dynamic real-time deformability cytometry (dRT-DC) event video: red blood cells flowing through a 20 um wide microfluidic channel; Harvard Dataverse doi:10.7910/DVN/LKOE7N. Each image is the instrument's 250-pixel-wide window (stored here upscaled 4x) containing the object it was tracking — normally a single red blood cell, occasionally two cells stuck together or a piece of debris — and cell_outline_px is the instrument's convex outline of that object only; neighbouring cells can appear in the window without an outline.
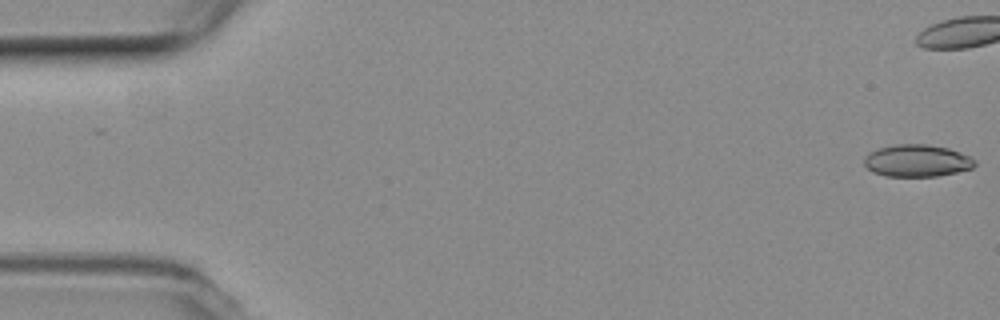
{"species": "common noctule bat (a hibernating species)", "species_latin": "Nyctalus noctula", "temperature_condition": "room temperature", "stored_images_in_passage": 43, "camera_frame_rate_fps": 3000, "um_per_image_px": 0.085, "animal": {"sex": "female", "body_mass_g": 19.3, "forearm_length_mm": 54.1}, "frame": {"image": 1, "passage_image": 1, "time_ms": 0.0, "image_size_px": [1000, 320], "cell_outline_px": [[976, 164], [972, 168], [956, 172], [936, 176], [884, 176], [872, 172], [864, 164], [864, 156], [868, 152], [880, 148], [896, 144], [928, 144], [948, 148], [960, 152], [976, 160]], "centroid_in_image_um": [77.92, 13.66], "position_along_channel_um": 7.1, "area_um2": 20.75}}
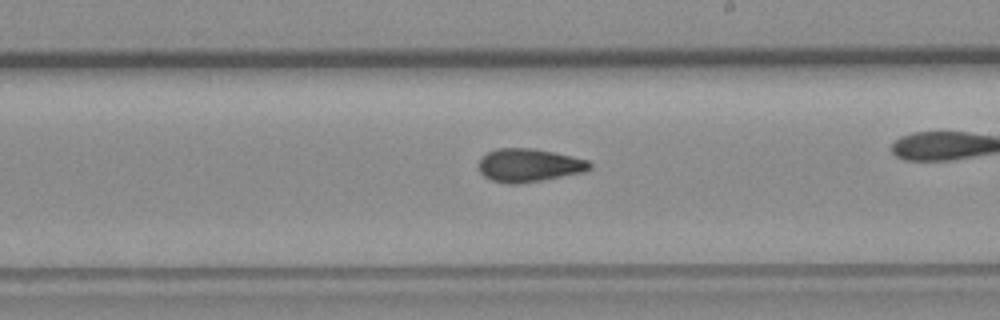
{"frame": {"image": 2, "passage_image": 31, "time_ms": 10.0, "image_size_px": [1000, 320], "cell_outline_px": [[592, 168], [584, 172], [540, 180], [516, 184], [512, 184], [492, 180], [484, 176], [480, 172], [476, 164], [480, 156], [496, 148], [532, 148], [572, 156], [588, 160], [592, 164]], "centroid_in_image_um": [44.92, 14.03], "position_along_channel_um": 244.1, "area_um2": 21.56}}
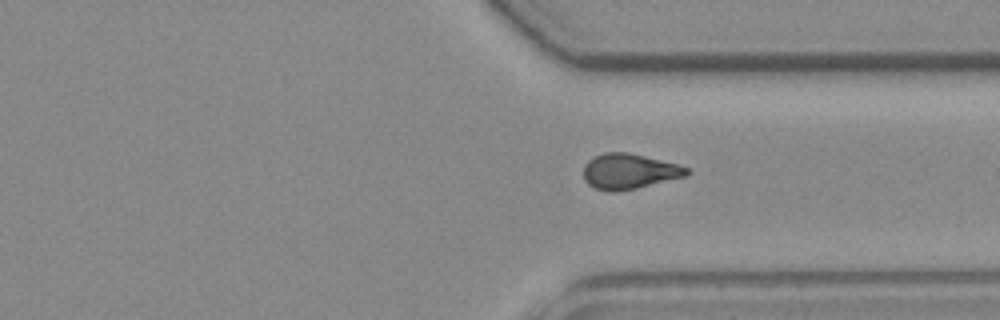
{"frame": {"image": 3, "passage_image": 40, "time_ms": 13.0, "image_size_px": [1000, 320], "cell_outline_px": [[688, 176], [636, 188], [616, 192], [608, 192], [596, 188], [588, 184], [584, 180], [584, 164], [588, 160], [604, 152], [628, 152], [676, 164], [688, 168]], "centroid_in_image_um": [53.45, 14.57], "position_along_channel_um": 357.9, "area_um2": 21.15}}